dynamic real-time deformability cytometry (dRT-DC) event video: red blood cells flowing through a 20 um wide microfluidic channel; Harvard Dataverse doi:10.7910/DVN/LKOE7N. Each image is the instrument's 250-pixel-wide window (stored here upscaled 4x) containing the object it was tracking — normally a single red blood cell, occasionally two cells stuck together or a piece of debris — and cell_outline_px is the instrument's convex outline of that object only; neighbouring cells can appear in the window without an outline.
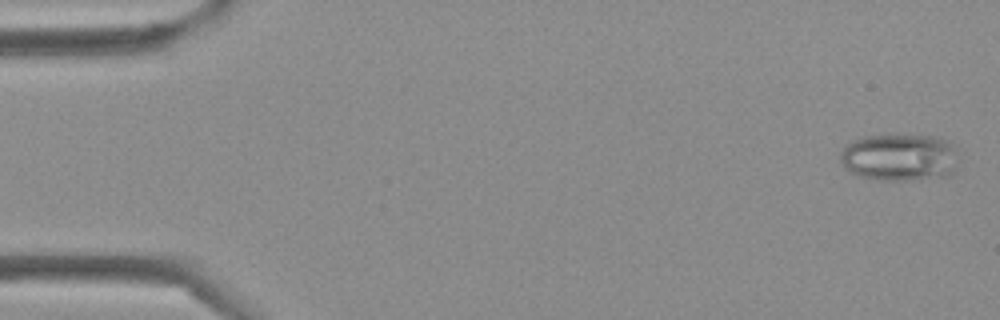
{"species": "Egyptian fruit bat (a non-hibernating species)", "species_latin": "Rousettus aegyptiacus", "temperature_condition": "cold", "stored_images_in_passage": 41, "camera_frame_rate_fps": 3000, "um_per_image_px": 0.085, "frame": {"image": 1, "passage_image": 1, "time_ms": 0.0, "image_size_px": [1000, 320], "cell_outline_px": [[956, 152], [952, 172], [948, 176], [912, 180], [880, 180], [860, 176], [844, 168], [840, 160], [840, 152], [844, 144], [852, 140], [864, 136], [932, 136], [944, 140], [956, 148]], "centroid_in_image_um": [76.39, 13.38], "position_along_channel_um": 8.6, "area_um2": 32.25}}
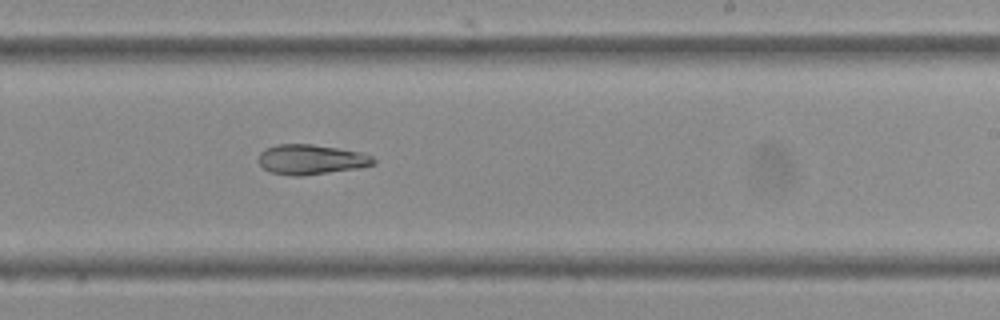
{"frame": {"image": 2, "passage_image": 26, "time_ms": 8.333, "image_size_px": [1000, 320], "cell_outline_px": [[376, 164], [360, 168], [304, 176], [292, 176], [268, 172], [260, 164], [260, 152], [264, 148], [276, 144], [312, 144], [360, 152], [372, 156], [376, 160]], "centroid_in_image_um": [26.45, 13.57], "position_along_channel_um": 262.6, "area_um2": 20.23}}
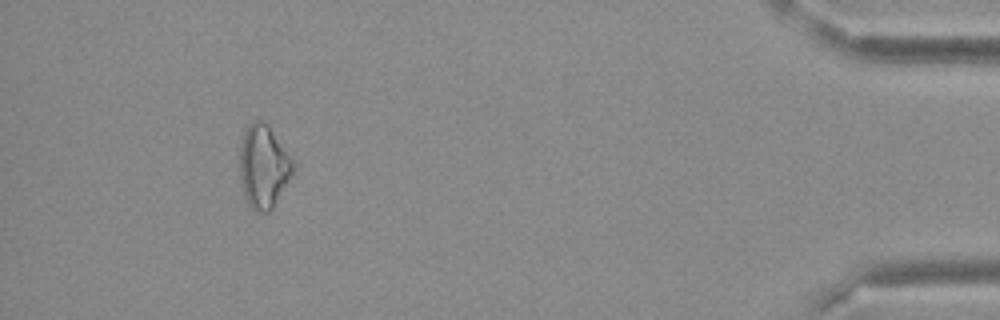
{"frame": {"image": 3, "passage_image": 40, "time_ms": 13.0, "image_size_px": [1000, 320], "cell_outline_px": [[296, 168], [272, 208], [268, 212], [256, 212], [244, 200], [240, 176], [240, 144], [244, 132], [248, 124], [252, 120], [264, 120], [268, 124], [296, 164]], "centroid_in_image_um": [22.39, 14.14], "position_along_channel_um": 412.8, "area_um2": 26.07}}